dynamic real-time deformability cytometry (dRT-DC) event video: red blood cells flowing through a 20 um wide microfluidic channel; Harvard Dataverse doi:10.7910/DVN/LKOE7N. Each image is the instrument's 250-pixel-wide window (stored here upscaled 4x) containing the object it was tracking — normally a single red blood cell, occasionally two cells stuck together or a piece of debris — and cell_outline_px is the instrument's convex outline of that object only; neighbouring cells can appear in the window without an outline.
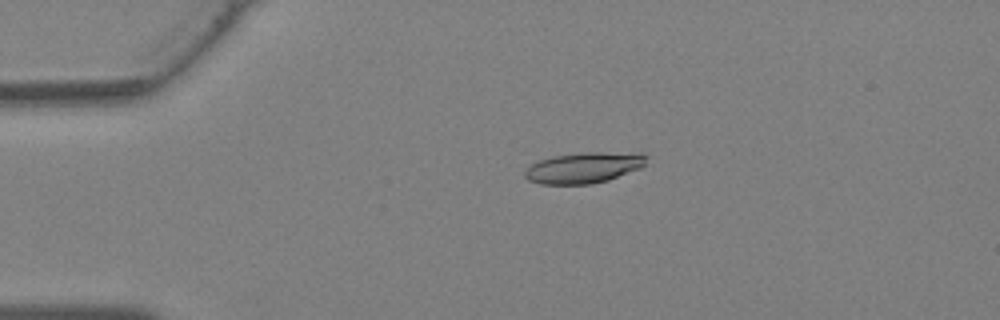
{"species": "Egyptian fruit bat (a non-hibernating species)", "species_latin": "Rousettus aegyptiacus", "temperature_condition": "warm", "stored_images_in_passage": 31, "camera_frame_rate_fps": 3000, "um_per_image_px": 0.085, "animal": {"sex": "female"}, "frame": {"image": 1, "passage_image": 1, "time_ms": 0.0, "image_size_px": [1000, 320], "cell_outline_px": [[648, 156], [644, 164], [640, 168], [608, 180], [592, 184], [540, 184], [528, 180], [524, 176], [524, 172], [532, 164], [540, 160], [556, 156], [588, 152], [640, 152]], "centroid_in_image_um": [49.66, 14.25], "position_along_channel_um": 35.3, "area_um2": 21.79}}
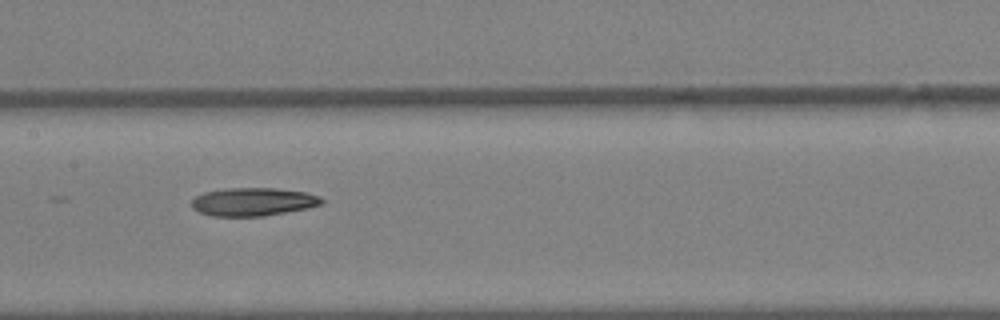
{"frame": {"image": 2, "passage_image": 12, "time_ms": 3.667, "image_size_px": [1000, 320], "cell_outline_px": [[324, 200], [320, 204], [304, 208], [264, 216], [212, 216], [200, 212], [192, 208], [192, 200], [196, 196], [204, 192], [228, 188], [276, 188], [304, 192], [320, 196]], "centroid_in_image_um": [21.48, 17.15], "position_along_channel_um": 185.9, "area_um2": 21.1}}
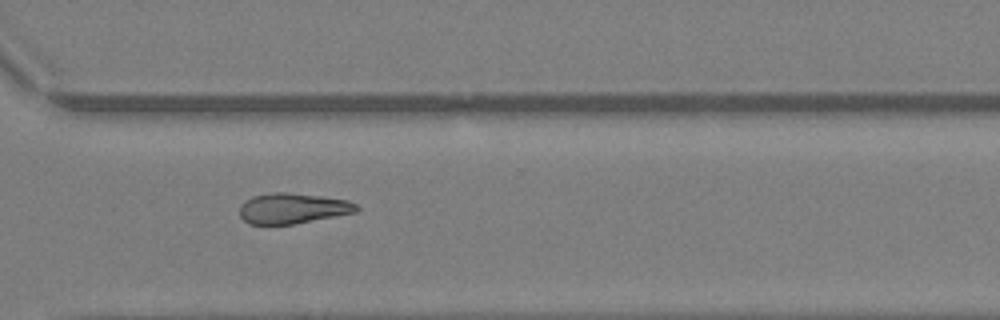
{"frame": {"image": 3, "passage_image": 21, "time_ms": 6.667, "image_size_px": [1000, 320], "cell_outline_px": [[360, 208], [356, 212], [296, 224], [248, 224], [240, 216], [240, 204], [244, 200], [252, 196], [272, 192], [288, 192], [320, 196], [348, 200], [356, 204]], "centroid_in_image_um": [24.86, 17.71], "position_along_channel_um": 345.7, "area_um2": 20.92}}